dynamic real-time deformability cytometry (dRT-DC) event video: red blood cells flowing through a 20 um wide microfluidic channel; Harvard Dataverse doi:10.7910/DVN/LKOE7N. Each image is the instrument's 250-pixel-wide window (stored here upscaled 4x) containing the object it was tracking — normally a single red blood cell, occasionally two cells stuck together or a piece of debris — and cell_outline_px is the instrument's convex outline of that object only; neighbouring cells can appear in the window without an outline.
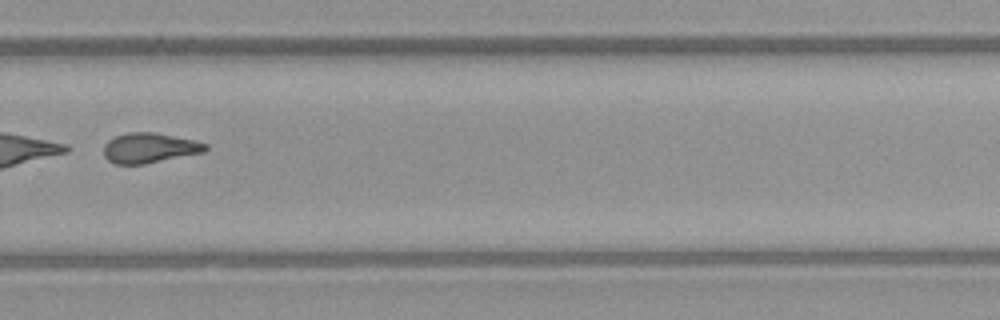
{"species": "common noctule bat (a hibernating species)", "species_latin": "Nyctalus noctula", "temperature_condition": "warm", "stored_images_in_passage": 51, "segment_of_instrument_passage": [2, 2], "camera_frame_rate_fps": 3000, "um_per_image_px": 0.085, "animal": {"sex": "female", "body_mass_g": 21.9}, "frame": {"image": 1, "passage_image": 36, "time_ms": 11.667, "image_size_px": [1000, 320], "cell_outline_px": [[208, 148], [204, 152], [144, 164], [116, 164], [108, 160], [104, 156], [104, 144], [108, 140], [116, 136], [128, 132], [156, 132], [196, 140], [208, 144]], "centroid_in_image_um": [12.72, 12.56], "position_along_channel_um": 317.1, "area_um2": 17.92}}